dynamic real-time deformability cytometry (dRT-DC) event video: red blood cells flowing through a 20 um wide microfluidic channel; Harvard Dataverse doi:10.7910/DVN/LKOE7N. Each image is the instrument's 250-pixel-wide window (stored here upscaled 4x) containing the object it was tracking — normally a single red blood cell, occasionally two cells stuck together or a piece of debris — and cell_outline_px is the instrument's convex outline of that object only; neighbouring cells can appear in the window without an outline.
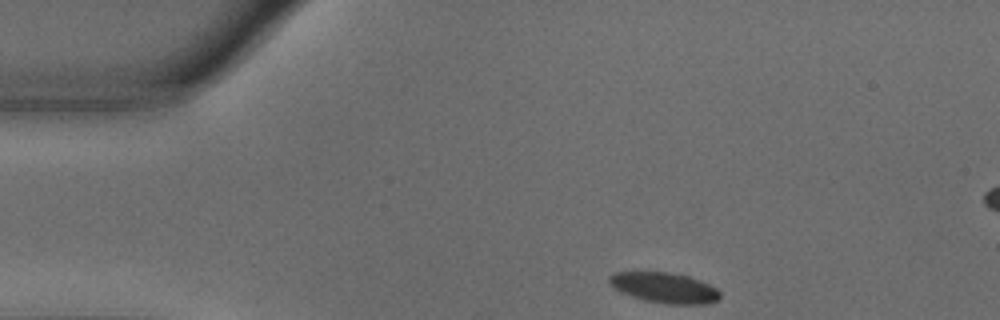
{"species": "common noctule bat (a hibernating species)", "species_latin": "Nyctalus noctula", "temperature_condition": "warm", "stored_images_in_passage": 48, "segment_of_instrument_passage": [1, 2], "camera_frame_rate_fps": 3000, "um_per_image_px": 0.085, "animal": {"sex": "male", "body_mass_g": 18.8}, "frame": {"image": 1, "passage_image": 1, "time_ms": 0.0, "image_size_px": [1000, 320], "cell_outline_px": [[720, 296], [716, 300], [708, 304], [668, 304], [644, 300], [620, 292], [608, 284], [608, 276], [616, 272], [668, 272], [688, 276], [700, 280], [716, 288], [720, 292]], "centroid_in_image_um": [56.44, 24.45], "position_along_channel_um": 28.6, "area_um2": 19.65}}
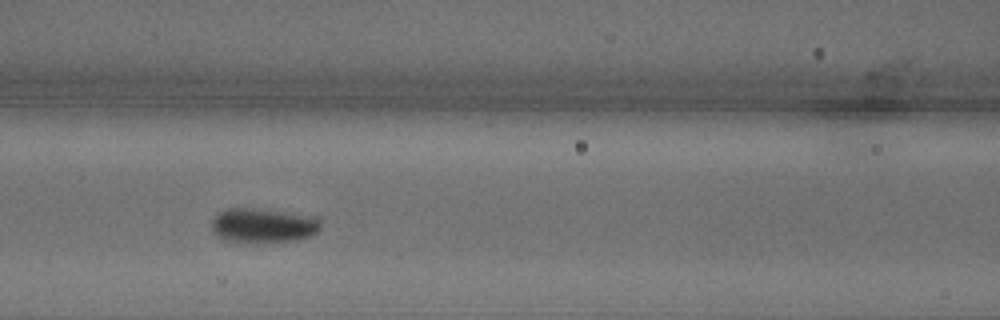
{"frame": {"image": 2, "passage_image": 15, "time_ms": 4.667, "image_size_px": [1000, 320], "cell_outline_px": [[320, 228], [312, 236], [296, 240], [256, 244], [224, 240], [216, 236], [212, 232], [212, 220], [216, 212], [228, 208], [248, 208], [320, 216]], "centroid_in_image_um": [22.35, 19.18], "position_along_channel_um": 144.2, "area_um2": 22.54}}
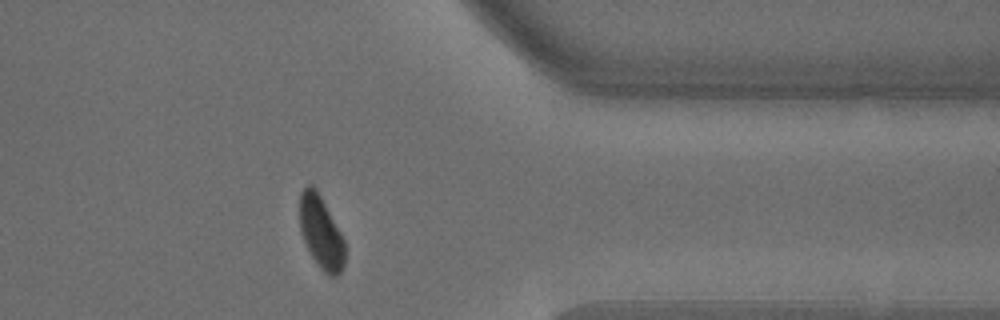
{"frame": {"image": 3, "passage_image": 36, "time_ms": 11.667, "image_size_px": [1000, 320], "cell_outline_px": [[344, 268], [336, 276], [328, 276], [320, 268], [312, 256], [304, 240], [300, 228], [300, 192], [308, 184], [312, 184], [316, 188], [340, 232], [344, 240]], "centroid_in_image_um": [27.28, 19.75], "position_along_channel_um": 384.1, "area_um2": 18.84}}